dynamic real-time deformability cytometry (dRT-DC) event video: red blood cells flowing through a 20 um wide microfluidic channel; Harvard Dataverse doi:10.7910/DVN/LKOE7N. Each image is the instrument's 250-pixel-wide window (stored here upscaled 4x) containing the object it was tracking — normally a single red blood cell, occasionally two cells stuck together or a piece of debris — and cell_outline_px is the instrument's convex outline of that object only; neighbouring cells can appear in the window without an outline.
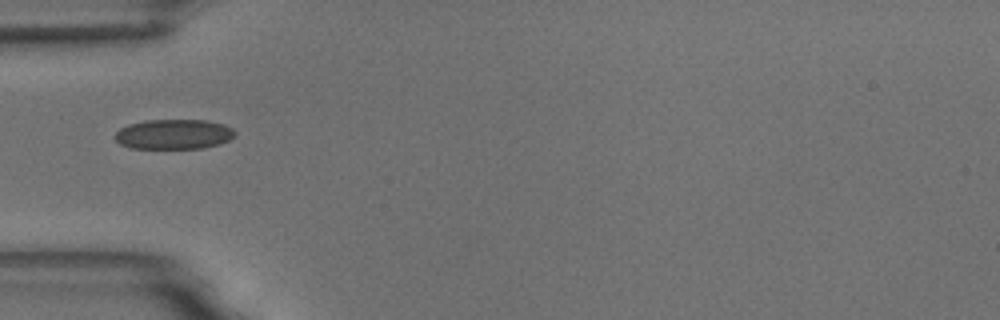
{"species": "common noctule bat (a hibernating species)", "species_latin": "Nyctalus noctula", "temperature_condition": "room temperature", "stored_images_in_passage": 3, "camera_frame_rate_fps": 3000, "um_per_image_px": 0.085, "animal": {"sex": "male", "body_mass_g": 18.8}, "frame": {"image": 1, "passage_image": 1, "time_ms": 0.0, "image_size_px": [1000, 320], "cell_outline_px": [[236, 136], [220, 144], [200, 148], [132, 148], [120, 144], [116, 140], [116, 132], [120, 128], [128, 124], [148, 120], [208, 120], [224, 124], [232, 128], [236, 132]], "centroid_in_image_um": [14.8, 11.4], "position_along_channel_um": 70.2, "area_um2": 20.92}}
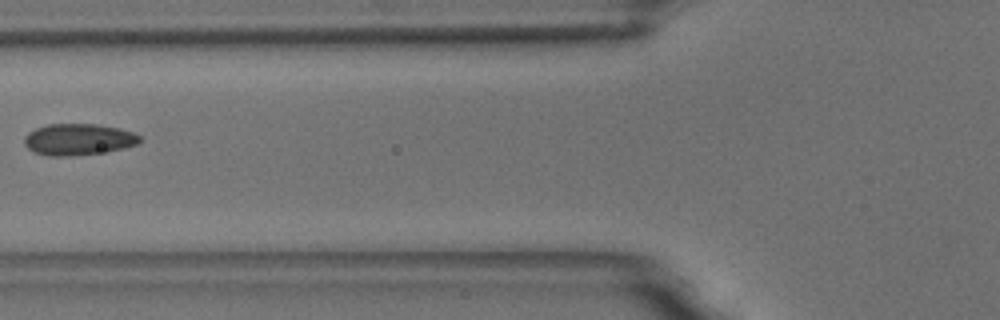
{"frame": {"image": 2, "passage_image": 2, "time_ms": 1.333, "image_size_px": [1000, 320], "cell_outline_px": [[144, 140], [136, 144], [124, 148], [104, 152], [72, 156], [48, 156], [36, 152], [28, 148], [24, 144], [24, 136], [28, 132], [36, 128], [48, 124], [96, 124], [120, 128], [132, 132], [140, 136]], "centroid_in_image_um": [6.67, 11.85], "position_along_channel_um": 119.1, "area_um2": 21.27}}